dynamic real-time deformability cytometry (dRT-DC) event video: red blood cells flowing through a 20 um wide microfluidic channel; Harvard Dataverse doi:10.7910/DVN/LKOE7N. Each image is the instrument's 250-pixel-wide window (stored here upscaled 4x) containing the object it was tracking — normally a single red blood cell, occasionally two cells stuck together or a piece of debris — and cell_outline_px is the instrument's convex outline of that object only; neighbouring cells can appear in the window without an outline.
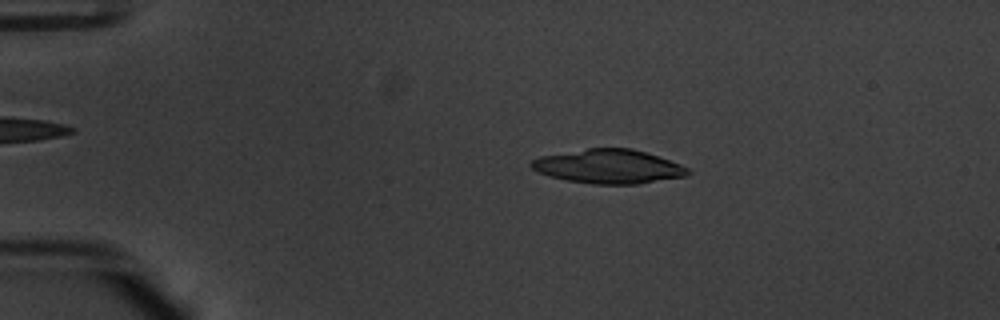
{"species": "common noctule bat (a hibernating species)", "species_latin": "Nyctalus noctula", "temperature_condition": "warm", "stored_images_in_passage": 53, "camera_frame_rate_fps": 3000, "um_per_image_px": 0.085, "animal": {"sex": "male", "body_mass_g": 20.1, "forearm_length_mm": 53.5}, "frame": {"image": 1, "passage_image": 11, "time_ms": 3.333, "image_size_px": [1000, 320], "cell_outline_px": [[692, 172], [684, 176], [636, 184], [592, 184], [568, 180], [548, 176], [532, 168], [528, 164], [532, 160], [540, 156], [588, 148], [632, 148], [680, 164], [688, 168]], "centroid_in_image_um": [51.7, 14.15], "position_along_channel_um": 33.3, "area_um2": 30.75}}